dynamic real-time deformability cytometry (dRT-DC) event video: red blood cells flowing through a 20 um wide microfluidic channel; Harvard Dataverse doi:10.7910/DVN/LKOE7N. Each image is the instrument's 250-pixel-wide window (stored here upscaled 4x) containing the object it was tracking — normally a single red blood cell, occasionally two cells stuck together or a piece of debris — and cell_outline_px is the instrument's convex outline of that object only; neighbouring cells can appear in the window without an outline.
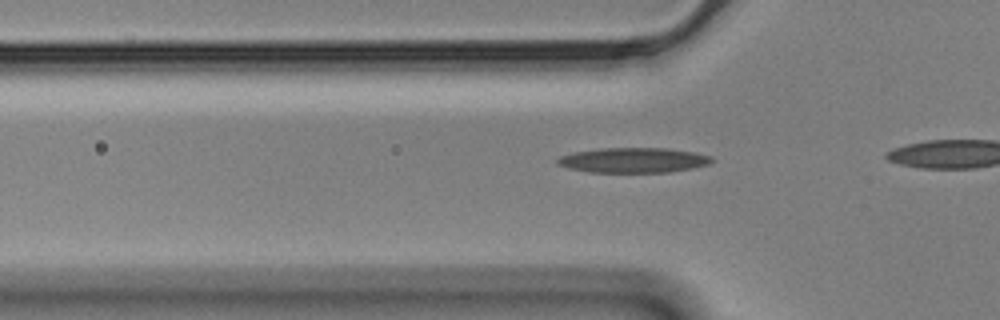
{"species": "Egyptian fruit bat (a non-hibernating species)", "species_latin": "Rousettus aegyptiacus", "temperature_condition": "cold", "stored_images_in_passage": 32, "camera_frame_rate_fps": 3000, "um_per_image_px": 0.085, "animal": {"sex": "male"}, "frame": {"image": 1, "passage_image": 5, "time_ms": 1.333, "image_size_px": [1000, 320], "cell_outline_px": [[712, 160], [708, 164], [692, 168], [668, 172], [588, 172], [568, 168], [556, 164], [556, 160], [560, 156], [576, 152], [600, 148], [668, 148], [696, 152], [712, 156]], "centroid_in_image_um": [53.83, 13.61], "position_along_channel_um": 72.0, "area_um2": 22.48}}
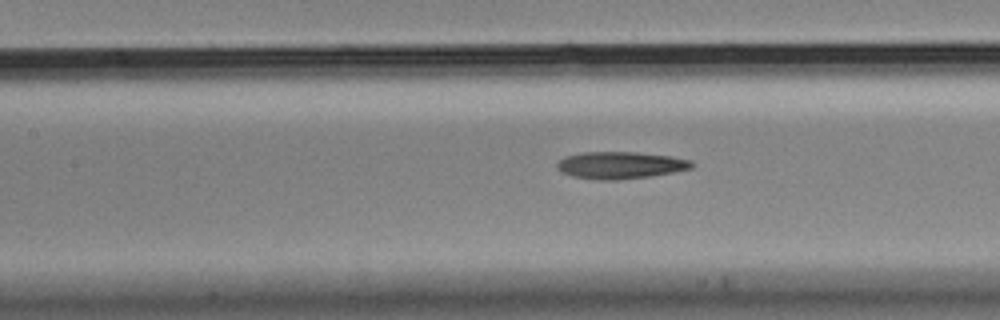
{"frame": {"image": 2, "passage_image": 12, "time_ms": 3.667, "image_size_px": [1000, 320], "cell_outline_px": [[696, 164], [692, 168], [652, 176], [616, 180], [600, 180], [572, 176], [556, 168], [556, 164], [564, 156], [584, 152], [636, 152], [668, 156], [692, 160]], "centroid_in_image_um": [52.74, 14.04], "position_along_channel_um": 154.7, "area_um2": 21.21}}
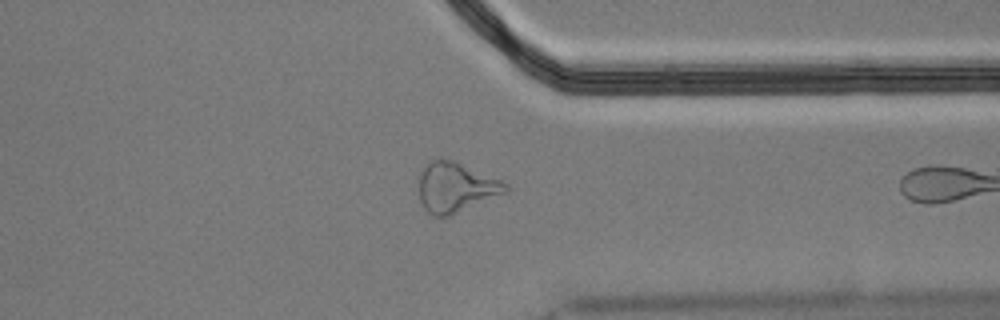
{"frame": {"image": 3, "passage_image": 31, "time_ms": 10.0, "image_size_px": [1000, 320], "cell_outline_px": [[508, 192], [448, 216], [432, 216], [424, 208], [420, 200], [420, 172], [432, 160], [440, 156], [452, 160], [504, 180], [508, 184]], "centroid_in_image_um": [38.77, 15.9], "position_along_channel_um": 372.6, "area_um2": 25.2}}